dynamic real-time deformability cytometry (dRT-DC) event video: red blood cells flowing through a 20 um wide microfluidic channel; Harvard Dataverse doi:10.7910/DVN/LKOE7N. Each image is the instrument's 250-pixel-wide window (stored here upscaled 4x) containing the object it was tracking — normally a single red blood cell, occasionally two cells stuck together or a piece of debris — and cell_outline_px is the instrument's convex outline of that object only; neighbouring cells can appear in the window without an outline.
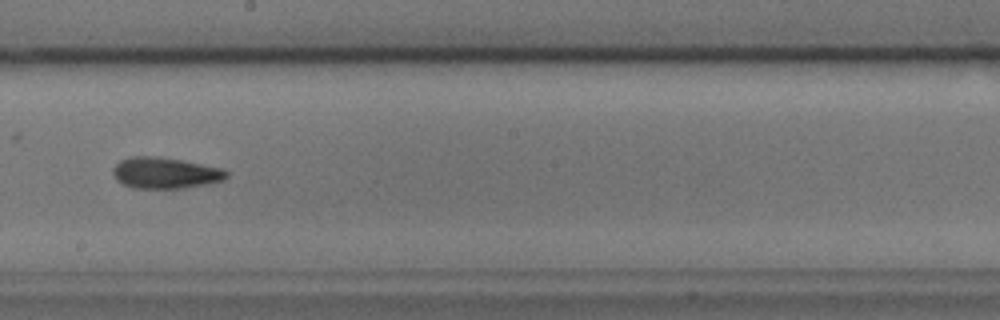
{"species": "common noctule bat (a hibernating species)", "species_latin": "Nyctalus noctula", "temperature_condition": "cold", "stored_images_in_passage": 36, "camera_frame_rate_fps": 3000, "um_per_image_px": 0.085, "animal": {"sex": "male", "body_mass_g": 17.9, "forearm_length_mm": 54.2}, "frame": {"image": 1, "passage_image": 16, "time_ms": 5.0, "image_size_px": [1000, 320], "cell_outline_px": [[228, 176], [224, 180], [208, 184], [184, 188], [132, 188], [116, 180], [112, 172], [112, 168], [120, 160], [132, 156], [156, 156], [180, 160], [224, 168], [228, 172]], "centroid_in_image_um": [14.05, 14.7], "position_along_channel_um": 234.2, "area_um2": 20.75}, "authors_computed_cell_mechanics": {"area_um2": 19.8254, "velocity_mm_per_s": 3.7739, "shape_relaxation_time_tau1_ms": 2.6594, "shape_relaxation_time_tau2_ms": 2.277, "deformation_change_tau1": 0.1292, "deformation_change_tau2": 0.1068}}